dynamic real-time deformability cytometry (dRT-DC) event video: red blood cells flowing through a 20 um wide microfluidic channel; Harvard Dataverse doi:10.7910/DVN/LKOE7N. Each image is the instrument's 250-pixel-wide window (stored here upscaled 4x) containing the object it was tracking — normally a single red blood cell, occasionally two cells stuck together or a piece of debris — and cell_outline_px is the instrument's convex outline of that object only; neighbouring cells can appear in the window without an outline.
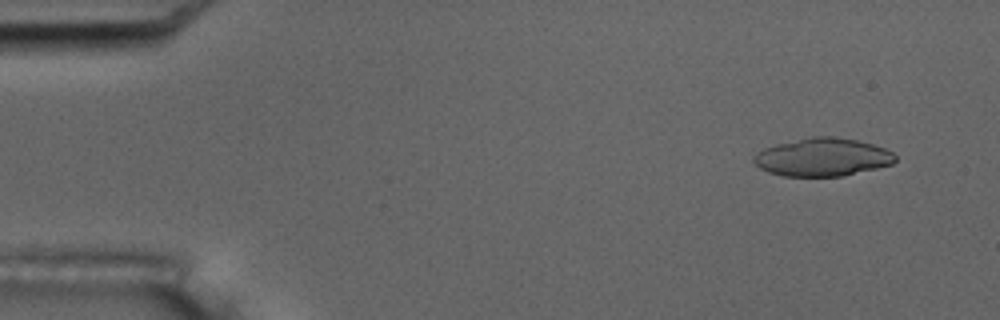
{"species": "common noctule bat (a hibernating species)", "species_latin": "Nyctalus noctula", "temperature_condition": "room temperature", "stored_images_in_passage": 7, "camera_frame_rate_fps": 3000, "um_per_image_px": 0.085, "animal": {"sex": "male", "body_mass_g": 17.5, "forearm_length_mm": 52.3}, "frame": {"image": 1, "passage_image": 1, "time_ms": 0.0, "image_size_px": [1000, 320], "cell_outline_px": [[896, 160], [892, 164], [844, 176], [784, 176], [768, 172], [760, 168], [752, 160], [752, 156], [756, 152], [764, 148], [776, 144], [812, 136], [836, 136], [856, 140], [872, 144], [884, 148], [892, 152], [896, 156]], "centroid_in_image_um": [69.89, 13.36], "position_along_channel_um": 15.1, "area_um2": 31.44}}